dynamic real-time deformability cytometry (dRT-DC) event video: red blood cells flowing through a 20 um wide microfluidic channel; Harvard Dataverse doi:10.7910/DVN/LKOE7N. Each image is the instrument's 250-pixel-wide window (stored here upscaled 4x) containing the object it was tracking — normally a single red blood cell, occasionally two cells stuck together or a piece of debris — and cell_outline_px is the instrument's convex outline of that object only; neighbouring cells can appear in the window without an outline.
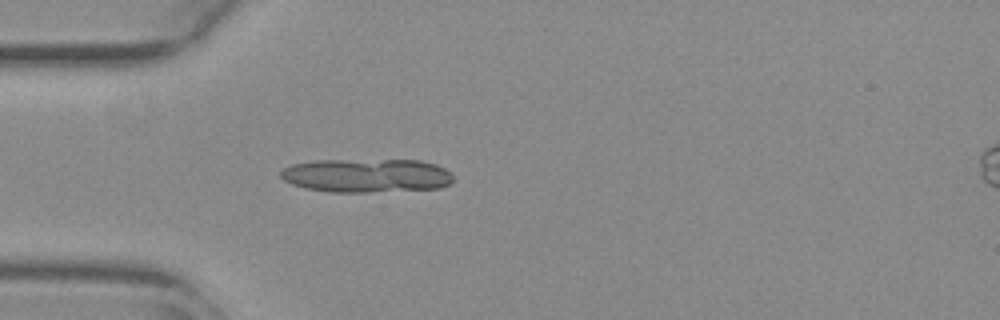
{"species": "common noctule bat (a hibernating species)", "species_latin": "Nyctalus noctula", "temperature_condition": "warm", "stored_images_in_passage": 39, "segment_of_instrument_passage": [1, 2], "camera_frame_rate_fps": 3000, "um_per_image_px": 0.085, "animal": {"sex": "female", "body_mass_g": 29.2, "forearm_length_mm": 56.3}, "frame": {"image": 1, "passage_image": 1, "time_ms": 0.0, "image_size_px": [1000, 320], "cell_outline_px": [[452, 184], [440, 188], [368, 192], [332, 192], [304, 188], [292, 184], [284, 180], [280, 176], [280, 172], [284, 168], [292, 164], [312, 160], [420, 160], [436, 164], [444, 168], [452, 176]], "centroid_in_image_um": [31.15, 14.92], "position_along_channel_um": 53.9, "area_um2": 34.1}}